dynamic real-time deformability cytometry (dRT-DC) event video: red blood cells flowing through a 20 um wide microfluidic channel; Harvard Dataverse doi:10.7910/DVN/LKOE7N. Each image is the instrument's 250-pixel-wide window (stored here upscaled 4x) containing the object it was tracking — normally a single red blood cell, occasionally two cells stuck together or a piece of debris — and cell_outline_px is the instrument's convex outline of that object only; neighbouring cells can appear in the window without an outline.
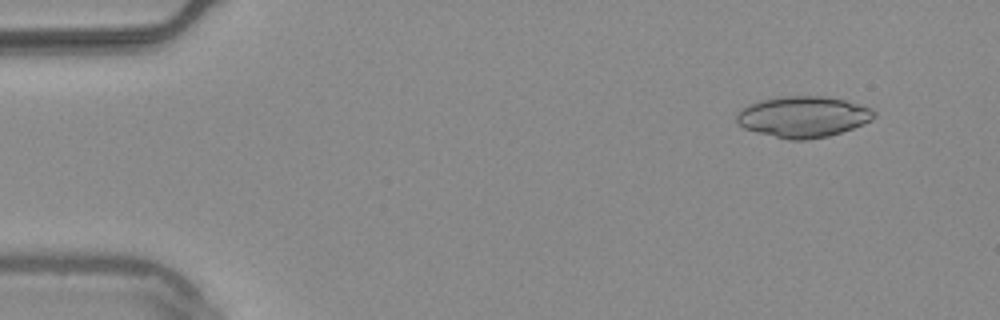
{"species": "common noctule bat (a hibernating species)", "species_latin": "Nyctalus noctula", "temperature_condition": "warm", "stored_images_in_passage": 16, "camera_frame_rate_fps": 3000, "um_per_image_px": 0.085, "animal": {"sex": "male", "body_mass_g": 20.4}, "frame": {"image": 1, "passage_image": 5, "time_ms": 1.333, "image_size_px": [1000, 320], "cell_outline_px": [[876, 116], [872, 120], [864, 124], [828, 136], [808, 140], [788, 140], [756, 132], [744, 128], [736, 120], [736, 112], [752, 104], [764, 100], [780, 96], [824, 96], [844, 100], [872, 108], [876, 112]], "centroid_in_image_um": [68.3, 9.93], "position_along_channel_um": 16.7, "area_um2": 32.77}}